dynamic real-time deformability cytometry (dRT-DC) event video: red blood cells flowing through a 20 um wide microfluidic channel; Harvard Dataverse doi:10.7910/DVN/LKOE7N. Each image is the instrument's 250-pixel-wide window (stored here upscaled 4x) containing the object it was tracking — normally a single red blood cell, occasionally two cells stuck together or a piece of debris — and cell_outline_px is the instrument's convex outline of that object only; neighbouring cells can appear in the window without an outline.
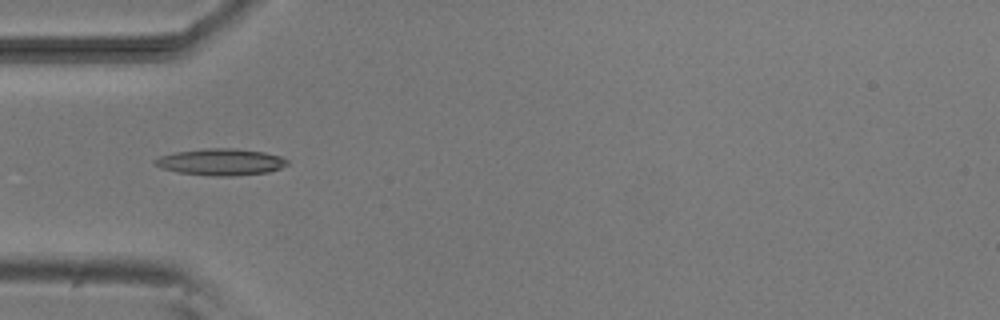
{"species": "common noctule bat (a hibernating species)", "species_latin": "Nyctalus noctula", "temperature_condition": "room temperature", "stored_images_in_passage": 8, "camera_frame_rate_fps": 3000, "um_per_image_px": 0.085, "animal": {"sex": "male", "body_mass_g": 20.5, "forearm_length_mm": 52.5}, "frame": {"image": 1, "passage_image": 5, "time_ms": 4.333, "image_size_px": [1000, 320], "cell_outline_px": [[288, 164], [280, 168], [268, 172], [232, 176], [216, 176], [180, 172], [160, 168], [152, 164], [152, 160], [160, 156], [176, 152], [204, 148], [232, 148], [264, 152], [280, 156], [288, 160]], "centroid_in_image_um": [18.74, 13.76], "position_along_channel_um": 66.3, "area_um2": 20.52}}
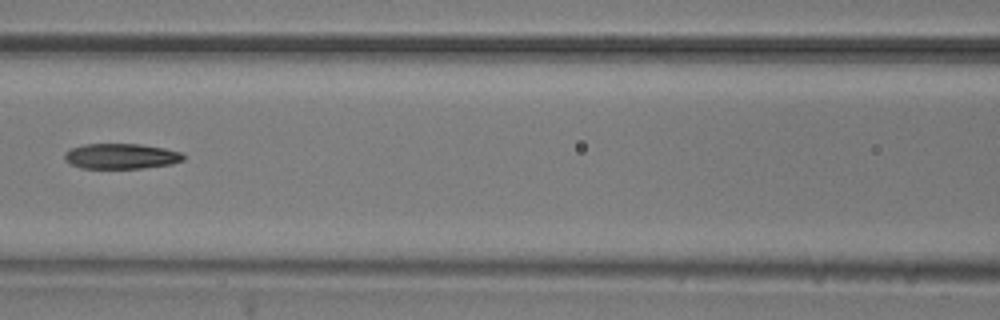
{"frame": {"image": 2, "passage_image": 7, "time_ms": 6.667, "image_size_px": [1000, 320], "cell_outline_px": [[184, 160], [172, 164], [140, 168], [84, 168], [72, 164], [64, 160], [64, 152], [72, 148], [84, 144], [140, 144], [164, 148], [180, 152], [184, 156]], "centroid_in_image_um": [10.29, 13.27], "position_along_channel_um": 156.3, "area_um2": 17.46}}
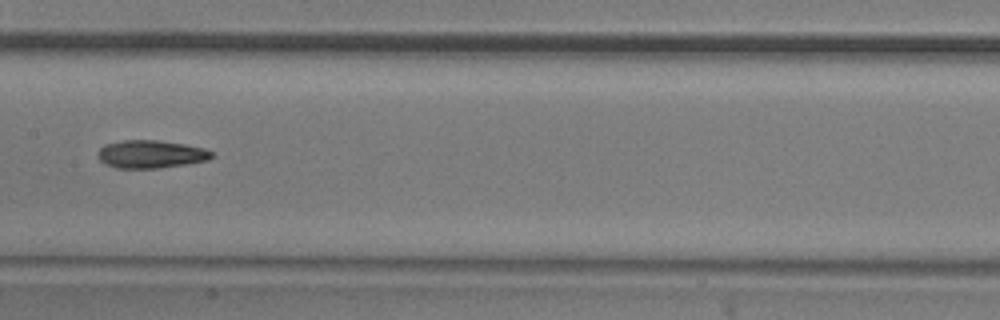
{"frame": {"image": 3, "passage_image": 8, "time_ms": 7.667, "image_size_px": [1000, 320], "cell_outline_px": [[212, 156], [208, 160], [160, 168], [116, 168], [104, 164], [100, 160], [96, 152], [104, 144], [124, 140], [156, 140], [184, 144], [204, 148], [212, 152]], "centroid_in_image_um": [12.77, 13.1], "position_along_channel_um": 194.6, "area_um2": 18.5}}